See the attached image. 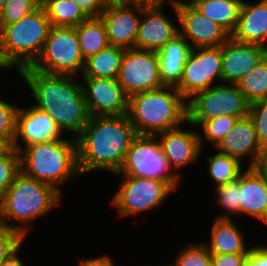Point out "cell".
<instances>
[{
    "label": "cell",
    "mask_w": 267,
    "mask_h": 266,
    "mask_svg": "<svg viewBox=\"0 0 267 266\" xmlns=\"http://www.w3.org/2000/svg\"><path fill=\"white\" fill-rule=\"evenodd\" d=\"M19 106L0 99V135L7 137L12 143L16 138L17 113Z\"/></svg>",
    "instance_id": "37"
},
{
    "label": "cell",
    "mask_w": 267,
    "mask_h": 266,
    "mask_svg": "<svg viewBox=\"0 0 267 266\" xmlns=\"http://www.w3.org/2000/svg\"><path fill=\"white\" fill-rule=\"evenodd\" d=\"M13 148V143L7 137L0 135V156L8 154Z\"/></svg>",
    "instance_id": "46"
},
{
    "label": "cell",
    "mask_w": 267,
    "mask_h": 266,
    "mask_svg": "<svg viewBox=\"0 0 267 266\" xmlns=\"http://www.w3.org/2000/svg\"><path fill=\"white\" fill-rule=\"evenodd\" d=\"M185 100L173 86H163L131 95L128 116L137 135L156 136L181 126L183 122L187 123Z\"/></svg>",
    "instance_id": "3"
},
{
    "label": "cell",
    "mask_w": 267,
    "mask_h": 266,
    "mask_svg": "<svg viewBox=\"0 0 267 266\" xmlns=\"http://www.w3.org/2000/svg\"><path fill=\"white\" fill-rule=\"evenodd\" d=\"M41 3L38 0H6L0 12V25L16 23L36 10Z\"/></svg>",
    "instance_id": "33"
},
{
    "label": "cell",
    "mask_w": 267,
    "mask_h": 266,
    "mask_svg": "<svg viewBox=\"0 0 267 266\" xmlns=\"http://www.w3.org/2000/svg\"><path fill=\"white\" fill-rule=\"evenodd\" d=\"M121 187L111 200L119 216H134L161 206L174 191L162 180L124 175Z\"/></svg>",
    "instance_id": "10"
},
{
    "label": "cell",
    "mask_w": 267,
    "mask_h": 266,
    "mask_svg": "<svg viewBox=\"0 0 267 266\" xmlns=\"http://www.w3.org/2000/svg\"><path fill=\"white\" fill-rule=\"evenodd\" d=\"M266 55L264 46L240 43L230 38L221 45L222 83L237 84Z\"/></svg>",
    "instance_id": "18"
},
{
    "label": "cell",
    "mask_w": 267,
    "mask_h": 266,
    "mask_svg": "<svg viewBox=\"0 0 267 266\" xmlns=\"http://www.w3.org/2000/svg\"><path fill=\"white\" fill-rule=\"evenodd\" d=\"M254 168L267 179V144L262 146Z\"/></svg>",
    "instance_id": "43"
},
{
    "label": "cell",
    "mask_w": 267,
    "mask_h": 266,
    "mask_svg": "<svg viewBox=\"0 0 267 266\" xmlns=\"http://www.w3.org/2000/svg\"><path fill=\"white\" fill-rule=\"evenodd\" d=\"M187 102V123L197 126L204 120L222 115L242 118L248 115L250 103L237 84L219 83L197 92Z\"/></svg>",
    "instance_id": "7"
},
{
    "label": "cell",
    "mask_w": 267,
    "mask_h": 266,
    "mask_svg": "<svg viewBox=\"0 0 267 266\" xmlns=\"http://www.w3.org/2000/svg\"><path fill=\"white\" fill-rule=\"evenodd\" d=\"M249 117L252 119L257 139L261 146L267 144V99L250 104Z\"/></svg>",
    "instance_id": "36"
},
{
    "label": "cell",
    "mask_w": 267,
    "mask_h": 266,
    "mask_svg": "<svg viewBox=\"0 0 267 266\" xmlns=\"http://www.w3.org/2000/svg\"><path fill=\"white\" fill-rule=\"evenodd\" d=\"M117 80L128 97L163 87L157 52L125 49Z\"/></svg>",
    "instance_id": "11"
},
{
    "label": "cell",
    "mask_w": 267,
    "mask_h": 266,
    "mask_svg": "<svg viewBox=\"0 0 267 266\" xmlns=\"http://www.w3.org/2000/svg\"><path fill=\"white\" fill-rule=\"evenodd\" d=\"M75 4L89 17H100L106 7V0H73Z\"/></svg>",
    "instance_id": "39"
},
{
    "label": "cell",
    "mask_w": 267,
    "mask_h": 266,
    "mask_svg": "<svg viewBox=\"0 0 267 266\" xmlns=\"http://www.w3.org/2000/svg\"><path fill=\"white\" fill-rule=\"evenodd\" d=\"M216 148L219 152L228 154L240 162L250 155L249 167H254L262 146L257 139L255 127L249 115L238 118L231 131Z\"/></svg>",
    "instance_id": "20"
},
{
    "label": "cell",
    "mask_w": 267,
    "mask_h": 266,
    "mask_svg": "<svg viewBox=\"0 0 267 266\" xmlns=\"http://www.w3.org/2000/svg\"><path fill=\"white\" fill-rule=\"evenodd\" d=\"M79 39L75 27H51L43 50L31 66L47 74L79 75L84 69Z\"/></svg>",
    "instance_id": "8"
},
{
    "label": "cell",
    "mask_w": 267,
    "mask_h": 266,
    "mask_svg": "<svg viewBox=\"0 0 267 266\" xmlns=\"http://www.w3.org/2000/svg\"><path fill=\"white\" fill-rule=\"evenodd\" d=\"M84 60L107 48V30L101 17H89L75 27Z\"/></svg>",
    "instance_id": "26"
},
{
    "label": "cell",
    "mask_w": 267,
    "mask_h": 266,
    "mask_svg": "<svg viewBox=\"0 0 267 266\" xmlns=\"http://www.w3.org/2000/svg\"><path fill=\"white\" fill-rule=\"evenodd\" d=\"M62 134L55 120L47 112L35 106L27 109L21 107L17 113L16 138L13 147L20 152L23 150V146L19 145L20 139L27 147L37 143L64 140L61 138Z\"/></svg>",
    "instance_id": "16"
},
{
    "label": "cell",
    "mask_w": 267,
    "mask_h": 266,
    "mask_svg": "<svg viewBox=\"0 0 267 266\" xmlns=\"http://www.w3.org/2000/svg\"><path fill=\"white\" fill-rule=\"evenodd\" d=\"M108 42L111 46L124 49L135 48L142 5H106L101 14Z\"/></svg>",
    "instance_id": "15"
},
{
    "label": "cell",
    "mask_w": 267,
    "mask_h": 266,
    "mask_svg": "<svg viewBox=\"0 0 267 266\" xmlns=\"http://www.w3.org/2000/svg\"><path fill=\"white\" fill-rule=\"evenodd\" d=\"M20 171V154L15 148L0 156V201Z\"/></svg>",
    "instance_id": "34"
},
{
    "label": "cell",
    "mask_w": 267,
    "mask_h": 266,
    "mask_svg": "<svg viewBox=\"0 0 267 266\" xmlns=\"http://www.w3.org/2000/svg\"><path fill=\"white\" fill-rule=\"evenodd\" d=\"M151 3L150 0H106L108 5H149Z\"/></svg>",
    "instance_id": "44"
},
{
    "label": "cell",
    "mask_w": 267,
    "mask_h": 266,
    "mask_svg": "<svg viewBox=\"0 0 267 266\" xmlns=\"http://www.w3.org/2000/svg\"><path fill=\"white\" fill-rule=\"evenodd\" d=\"M136 136L128 114L90 116L76 138L81 175L99 169L117 173Z\"/></svg>",
    "instance_id": "1"
},
{
    "label": "cell",
    "mask_w": 267,
    "mask_h": 266,
    "mask_svg": "<svg viewBox=\"0 0 267 266\" xmlns=\"http://www.w3.org/2000/svg\"><path fill=\"white\" fill-rule=\"evenodd\" d=\"M190 3L231 35L236 28L243 0H193Z\"/></svg>",
    "instance_id": "25"
},
{
    "label": "cell",
    "mask_w": 267,
    "mask_h": 266,
    "mask_svg": "<svg viewBox=\"0 0 267 266\" xmlns=\"http://www.w3.org/2000/svg\"><path fill=\"white\" fill-rule=\"evenodd\" d=\"M191 50L189 42L178 34L157 51L160 77L164 86L176 87L180 83Z\"/></svg>",
    "instance_id": "23"
},
{
    "label": "cell",
    "mask_w": 267,
    "mask_h": 266,
    "mask_svg": "<svg viewBox=\"0 0 267 266\" xmlns=\"http://www.w3.org/2000/svg\"><path fill=\"white\" fill-rule=\"evenodd\" d=\"M21 248L19 247L15 252H13L8 258H6L0 266H24L20 258H18V253Z\"/></svg>",
    "instance_id": "45"
},
{
    "label": "cell",
    "mask_w": 267,
    "mask_h": 266,
    "mask_svg": "<svg viewBox=\"0 0 267 266\" xmlns=\"http://www.w3.org/2000/svg\"><path fill=\"white\" fill-rule=\"evenodd\" d=\"M0 68H3V70L11 69L9 65L4 60L2 53H1V44H0Z\"/></svg>",
    "instance_id": "47"
},
{
    "label": "cell",
    "mask_w": 267,
    "mask_h": 266,
    "mask_svg": "<svg viewBox=\"0 0 267 266\" xmlns=\"http://www.w3.org/2000/svg\"><path fill=\"white\" fill-rule=\"evenodd\" d=\"M152 3H164L165 0H150Z\"/></svg>",
    "instance_id": "49"
},
{
    "label": "cell",
    "mask_w": 267,
    "mask_h": 266,
    "mask_svg": "<svg viewBox=\"0 0 267 266\" xmlns=\"http://www.w3.org/2000/svg\"><path fill=\"white\" fill-rule=\"evenodd\" d=\"M217 203L228 214L217 218L230 219V215L240 214V176L237 180L216 187Z\"/></svg>",
    "instance_id": "31"
},
{
    "label": "cell",
    "mask_w": 267,
    "mask_h": 266,
    "mask_svg": "<svg viewBox=\"0 0 267 266\" xmlns=\"http://www.w3.org/2000/svg\"><path fill=\"white\" fill-rule=\"evenodd\" d=\"M168 1L180 22L179 34L189 40L192 48L219 47L231 38L223 27L204 16L191 3Z\"/></svg>",
    "instance_id": "13"
},
{
    "label": "cell",
    "mask_w": 267,
    "mask_h": 266,
    "mask_svg": "<svg viewBox=\"0 0 267 266\" xmlns=\"http://www.w3.org/2000/svg\"><path fill=\"white\" fill-rule=\"evenodd\" d=\"M247 254H211V266H242Z\"/></svg>",
    "instance_id": "41"
},
{
    "label": "cell",
    "mask_w": 267,
    "mask_h": 266,
    "mask_svg": "<svg viewBox=\"0 0 267 266\" xmlns=\"http://www.w3.org/2000/svg\"><path fill=\"white\" fill-rule=\"evenodd\" d=\"M23 241L20 233L0 223V264L21 247Z\"/></svg>",
    "instance_id": "38"
},
{
    "label": "cell",
    "mask_w": 267,
    "mask_h": 266,
    "mask_svg": "<svg viewBox=\"0 0 267 266\" xmlns=\"http://www.w3.org/2000/svg\"><path fill=\"white\" fill-rule=\"evenodd\" d=\"M215 80L222 83L221 46L192 48L182 79L175 88L187 101L197 92L212 87Z\"/></svg>",
    "instance_id": "12"
},
{
    "label": "cell",
    "mask_w": 267,
    "mask_h": 266,
    "mask_svg": "<svg viewBox=\"0 0 267 266\" xmlns=\"http://www.w3.org/2000/svg\"><path fill=\"white\" fill-rule=\"evenodd\" d=\"M125 49L109 45L85 60L81 76L117 78Z\"/></svg>",
    "instance_id": "27"
},
{
    "label": "cell",
    "mask_w": 267,
    "mask_h": 266,
    "mask_svg": "<svg viewBox=\"0 0 267 266\" xmlns=\"http://www.w3.org/2000/svg\"><path fill=\"white\" fill-rule=\"evenodd\" d=\"M19 74L32 91L34 106L47 112L62 132L78 137L90 118L82 84L75 82L74 76L47 74L31 67Z\"/></svg>",
    "instance_id": "2"
},
{
    "label": "cell",
    "mask_w": 267,
    "mask_h": 266,
    "mask_svg": "<svg viewBox=\"0 0 267 266\" xmlns=\"http://www.w3.org/2000/svg\"><path fill=\"white\" fill-rule=\"evenodd\" d=\"M209 164V175L216 183V187L235 181L242 173L241 162L221 152L207 157Z\"/></svg>",
    "instance_id": "30"
},
{
    "label": "cell",
    "mask_w": 267,
    "mask_h": 266,
    "mask_svg": "<svg viewBox=\"0 0 267 266\" xmlns=\"http://www.w3.org/2000/svg\"><path fill=\"white\" fill-rule=\"evenodd\" d=\"M242 266H267V245L251 247Z\"/></svg>",
    "instance_id": "40"
},
{
    "label": "cell",
    "mask_w": 267,
    "mask_h": 266,
    "mask_svg": "<svg viewBox=\"0 0 267 266\" xmlns=\"http://www.w3.org/2000/svg\"><path fill=\"white\" fill-rule=\"evenodd\" d=\"M81 77L84 80L82 88L90 116L128 114L129 97L117 78Z\"/></svg>",
    "instance_id": "14"
},
{
    "label": "cell",
    "mask_w": 267,
    "mask_h": 266,
    "mask_svg": "<svg viewBox=\"0 0 267 266\" xmlns=\"http://www.w3.org/2000/svg\"><path fill=\"white\" fill-rule=\"evenodd\" d=\"M232 219L216 218L211 229L210 245L205 244L211 254H247L244 234Z\"/></svg>",
    "instance_id": "24"
},
{
    "label": "cell",
    "mask_w": 267,
    "mask_h": 266,
    "mask_svg": "<svg viewBox=\"0 0 267 266\" xmlns=\"http://www.w3.org/2000/svg\"><path fill=\"white\" fill-rule=\"evenodd\" d=\"M6 3V0H0V12L2 11V9L4 8Z\"/></svg>",
    "instance_id": "48"
},
{
    "label": "cell",
    "mask_w": 267,
    "mask_h": 266,
    "mask_svg": "<svg viewBox=\"0 0 267 266\" xmlns=\"http://www.w3.org/2000/svg\"><path fill=\"white\" fill-rule=\"evenodd\" d=\"M20 154L21 171L59 192L68 179L81 175L78 167L77 140H54L24 147Z\"/></svg>",
    "instance_id": "5"
},
{
    "label": "cell",
    "mask_w": 267,
    "mask_h": 266,
    "mask_svg": "<svg viewBox=\"0 0 267 266\" xmlns=\"http://www.w3.org/2000/svg\"><path fill=\"white\" fill-rule=\"evenodd\" d=\"M159 138L164 156L167 158L170 170H175L176 177L181 174L177 170L194 163L203 151V138L191 130H182L180 127L167 130L156 135Z\"/></svg>",
    "instance_id": "19"
},
{
    "label": "cell",
    "mask_w": 267,
    "mask_h": 266,
    "mask_svg": "<svg viewBox=\"0 0 267 266\" xmlns=\"http://www.w3.org/2000/svg\"><path fill=\"white\" fill-rule=\"evenodd\" d=\"M170 171L158 137L137 135L131 142L123 165L115 175L162 180L175 191L180 180L175 171Z\"/></svg>",
    "instance_id": "9"
},
{
    "label": "cell",
    "mask_w": 267,
    "mask_h": 266,
    "mask_svg": "<svg viewBox=\"0 0 267 266\" xmlns=\"http://www.w3.org/2000/svg\"><path fill=\"white\" fill-rule=\"evenodd\" d=\"M41 6L53 27H76L88 18L73 0H43Z\"/></svg>",
    "instance_id": "28"
},
{
    "label": "cell",
    "mask_w": 267,
    "mask_h": 266,
    "mask_svg": "<svg viewBox=\"0 0 267 266\" xmlns=\"http://www.w3.org/2000/svg\"><path fill=\"white\" fill-rule=\"evenodd\" d=\"M60 194L53 186L20 171L0 201V223L16 230L25 238L29 230L26 225L59 206ZM12 219L21 225L7 222Z\"/></svg>",
    "instance_id": "4"
},
{
    "label": "cell",
    "mask_w": 267,
    "mask_h": 266,
    "mask_svg": "<svg viewBox=\"0 0 267 266\" xmlns=\"http://www.w3.org/2000/svg\"><path fill=\"white\" fill-rule=\"evenodd\" d=\"M231 38L240 43L258 44L267 48V0L255 4L243 1Z\"/></svg>",
    "instance_id": "21"
},
{
    "label": "cell",
    "mask_w": 267,
    "mask_h": 266,
    "mask_svg": "<svg viewBox=\"0 0 267 266\" xmlns=\"http://www.w3.org/2000/svg\"><path fill=\"white\" fill-rule=\"evenodd\" d=\"M238 117L222 115L200 122L196 127H202L206 140L213 143L215 148L231 131Z\"/></svg>",
    "instance_id": "32"
},
{
    "label": "cell",
    "mask_w": 267,
    "mask_h": 266,
    "mask_svg": "<svg viewBox=\"0 0 267 266\" xmlns=\"http://www.w3.org/2000/svg\"><path fill=\"white\" fill-rule=\"evenodd\" d=\"M113 260L108 255H102L97 258L81 259L78 266H114Z\"/></svg>",
    "instance_id": "42"
},
{
    "label": "cell",
    "mask_w": 267,
    "mask_h": 266,
    "mask_svg": "<svg viewBox=\"0 0 267 266\" xmlns=\"http://www.w3.org/2000/svg\"><path fill=\"white\" fill-rule=\"evenodd\" d=\"M51 27L41 5L16 23L0 25L1 53L9 67H16L18 72L31 67L43 50Z\"/></svg>",
    "instance_id": "6"
},
{
    "label": "cell",
    "mask_w": 267,
    "mask_h": 266,
    "mask_svg": "<svg viewBox=\"0 0 267 266\" xmlns=\"http://www.w3.org/2000/svg\"><path fill=\"white\" fill-rule=\"evenodd\" d=\"M164 4L142 5L135 48L157 52L179 34V28L164 15L162 11Z\"/></svg>",
    "instance_id": "17"
},
{
    "label": "cell",
    "mask_w": 267,
    "mask_h": 266,
    "mask_svg": "<svg viewBox=\"0 0 267 266\" xmlns=\"http://www.w3.org/2000/svg\"><path fill=\"white\" fill-rule=\"evenodd\" d=\"M169 266H211V253L204 244H190L178 253Z\"/></svg>",
    "instance_id": "35"
},
{
    "label": "cell",
    "mask_w": 267,
    "mask_h": 266,
    "mask_svg": "<svg viewBox=\"0 0 267 266\" xmlns=\"http://www.w3.org/2000/svg\"><path fill=\"white\" fill-rule=\"evenodd\" d=\"M243 173L240 174V215L247 214L267 225V179L254 167H248Z\"/></svg>",
    "instance_id": "22"
},
{
    "label": "cell",
    "mask_w": 267,
    "mask_h": 266,
    "mask_svg": "<svg viewBox=\"0 0 267 266\" xmlns=\"http://www.w3.org/2000/svg\"><path fill=\"white\" fill-rule=\"evenodd\" d=\"M237 85L250 104L267 99V55Z\"/></svg>",
    "instance_id": "29"
}]
</instances>
